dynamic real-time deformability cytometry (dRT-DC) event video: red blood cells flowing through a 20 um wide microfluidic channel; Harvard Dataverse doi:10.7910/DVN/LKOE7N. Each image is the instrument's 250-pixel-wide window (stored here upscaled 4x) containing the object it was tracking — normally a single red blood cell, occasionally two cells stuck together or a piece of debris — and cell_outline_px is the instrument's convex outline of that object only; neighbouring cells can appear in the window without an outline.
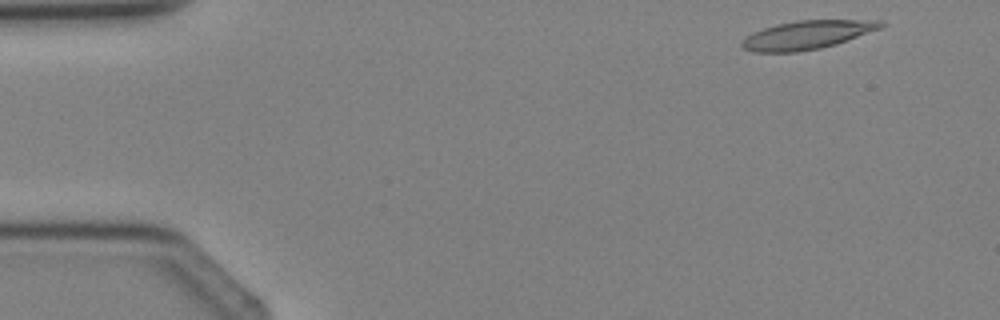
{"species": "Egyptian fruit bat (a non-hibernating species)", "species_latin": "Rousettus aegyptiacus", "temperature_condition": "cold", "stored_images_in_passage": 3, "camera_frame_rate_fps": 3000, "um_per_image_px": 0.085, "animal": {"sex": "female"}, "frame": {"image": 1, "passage_image": 1, "time_ms": 0.0, "image_size_px": [1000, 320], "cell_outline_px": [[884, 24], [880, 28], [836, 44], [820, 48], [796, 52], [752, 52], [744, 48], [740, 44], [752, 32], [776, 24], [796, 20], [884, 20]], "centroid_in_image_um": [68.59, 2.96], "position_along_channel_um": 16.4, "area_um2": 22.89}}